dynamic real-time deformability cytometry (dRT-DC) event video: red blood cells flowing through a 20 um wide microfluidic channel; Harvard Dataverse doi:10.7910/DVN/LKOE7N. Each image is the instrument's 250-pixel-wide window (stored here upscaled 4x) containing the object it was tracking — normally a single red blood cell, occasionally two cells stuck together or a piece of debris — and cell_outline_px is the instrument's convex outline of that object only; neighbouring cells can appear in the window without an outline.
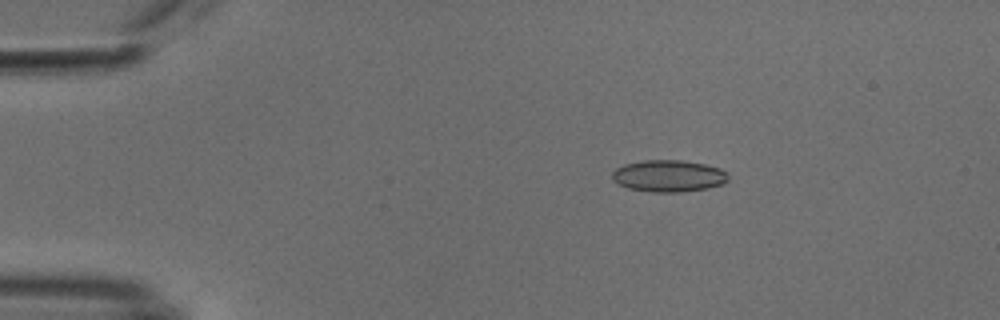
{"species": "common noctule bat (a hibernating species)", "species_latin": "Nyctalus noctula", "temperature_condition": "cold", "stored_images_in_passage": 54, "camera_frame_rate_fps": 3000, "um_per_image_px": 0.085, "animal": {"sex": "male", "body_mass_g": 18.8}, "frame": {"image": 1, "passage_image": 10, "time_ms": 3.0, "image_size_px": [1000, 320], "cell_outline_px": [[728, 180], [724, 184], [708, 188], [680, 192], [652, 192], [628, 188], [612, 180], [612, 172], [616, 168], [624, 164], [644, 160], [680, 160], [704, 164], [720, 168], [728, 172]], "centroid_in_image_um": [56.85, 14.95], "position_along_channel_um": 28.2, "area_um2": 21.62}}
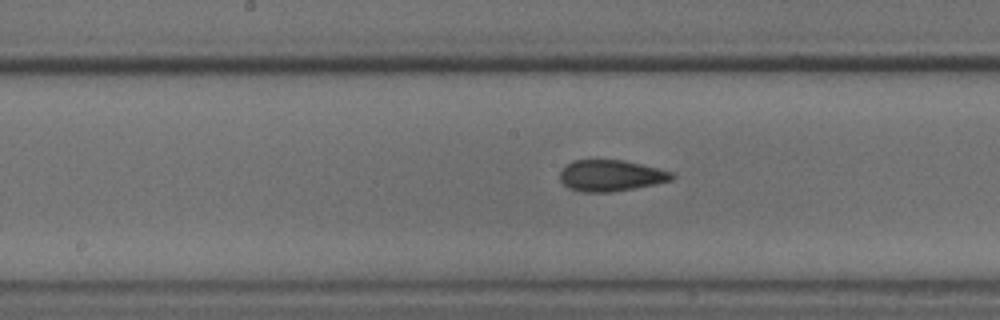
{"frame": {"image": 2, "passage_image": 28, "time_ms": 9.0, "image_size_px": [1000, 320], "cell_outline_px": [[676, 176], [672, 180], [656, 184], [612, 192], [584, 192], [568, 188], [560, 180], [560, 172], [572, 160], [624, 160], [676, 172]], "centroid_in_image_um": [51.97, 14.92], "position_along_channel_um": 196.2, "area_um2": 20.52}}
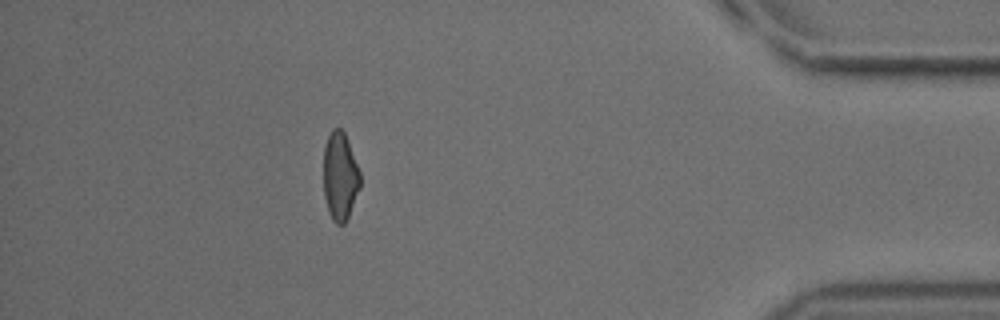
{"frame": {"image": 3, "passage_image": 48, "time_ms": 15.667, "image_size_px": [1000, 320], "cell_outline_px": [[360, 188], [348, 216], [344, 224], [336, 224], [332, 220], [328, 212], [324, 196], [324, 148], [328, 136], [332, 128], [340, 128], [344, 132], [360, 172]], "centroid_in_image_um": [28.89, 15.0], "position_along_channel_um": 406.3, "area_um2": 18.73}, "authors_computed_cell_mechanics": {"area_um2": 20.2589, "velocity_mm_per_s": 3.8234, "shape_relaxation_time_tau1_ms": null, "shape_relaxation_time_tau2_ms": 1.8524, "deformation_change_tau1": null, "deformation_change_tau2": 0.0736}}